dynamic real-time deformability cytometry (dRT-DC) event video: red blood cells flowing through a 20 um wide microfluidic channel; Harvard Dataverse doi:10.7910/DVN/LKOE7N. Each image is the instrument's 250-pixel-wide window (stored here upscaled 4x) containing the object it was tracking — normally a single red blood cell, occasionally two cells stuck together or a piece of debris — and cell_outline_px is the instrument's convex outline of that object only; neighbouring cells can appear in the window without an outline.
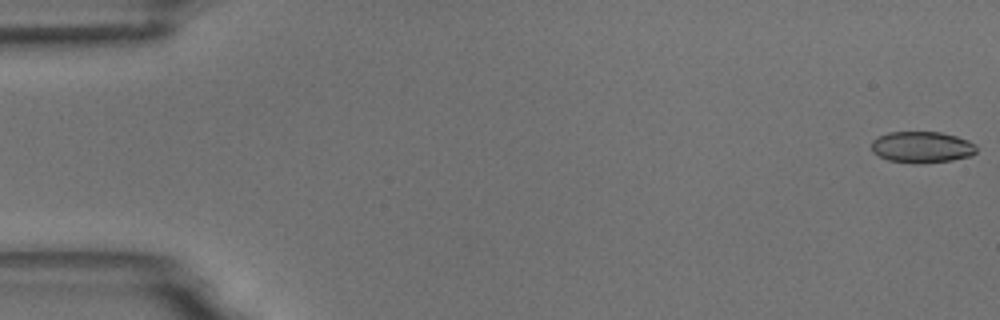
{"species": "common noctule bat (a hibernating species)", "species_latin": "Nyctalus noctula", "temperature_condition": "room temperature", "stored_images_in_passage": 9, "camera_frame_rate_fps": 3000, "um_per_image_px": 0.085, "animal": {"sex": "male", "body_mass_g": 18.8}, "frame": {"image": 1, "passage_image": 1, "time_ms": 0.0, "image_size_px": [1000, 320], "cell_outline_px": [[976, 152], [972, 156], [952, 160], [888, 160], [872, 152], [872, 140], [888, 132], [940, 132], [956, 136], [968, 140], [976, 144]], "centroid_in_image_um": [78.39, 12.45], "position_along_channel_um": 6.6, "area_um2": 18.32}}
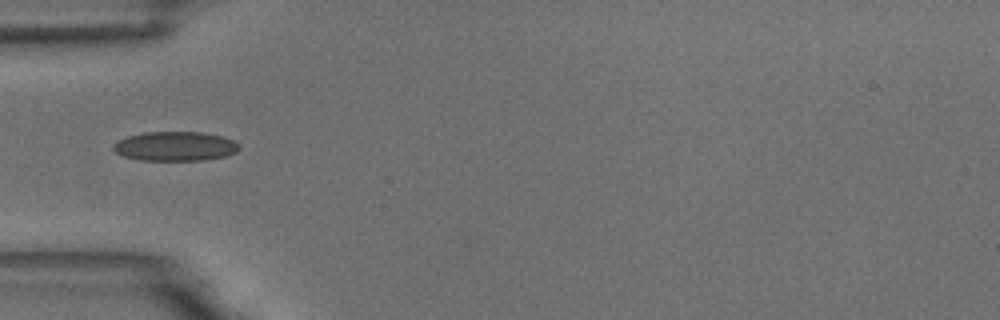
{"frame": {"image": 2, "passage_image": 6, "time_ms": 5.667, "image_size_px": [1000, 320], "cell_outline_px": [[240, 148], [236, 152], [228, 156], [204, 160], [140, 160], [124, 156], [116, 152], [112, 148], [112, 144], [116, 140], [128, 136], [144, 132], [204, 132], [224, 136], [236, 140], [240, 144]], "centroid_in_image_um": [14.93, 12.42], "position_along_channel_um": 70.1, "area_um2": 21.91}}